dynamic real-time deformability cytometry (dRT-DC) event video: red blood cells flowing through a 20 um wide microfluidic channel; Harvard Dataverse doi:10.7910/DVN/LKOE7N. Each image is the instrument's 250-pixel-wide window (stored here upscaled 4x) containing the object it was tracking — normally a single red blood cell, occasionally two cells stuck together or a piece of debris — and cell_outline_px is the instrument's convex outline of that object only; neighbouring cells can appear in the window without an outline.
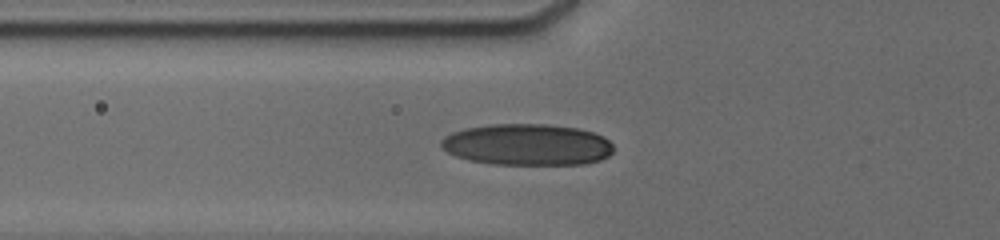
{"species": "human", "species_latin": "Homo sapiens", "temperature_condition": "cold", "stored_images_in_passage": 19, "camera_frame_rate_fps": 3000, "um_per_image_px": 0.085, "donor": {"sex": "male"}, "frame": {"image": 1, "passage_image": 19, "time_ms": 7.0, "image_size_px": [1000, 240], "cell_outline_px": [[616, 148], [608, 156], [600, 160], [584, 164], [492, 164], [468, 160], [456, 156], [440, 148], [440, 140], [444, 136], [452, 132], [468, 128], [492, 124], [548, 124], [576, 128], [592, 132], [604, 136]], "centroid_in_image_um": [44.81, 12.29], "position_along_channel_um": 81.0, "area_um2": 41.79}}